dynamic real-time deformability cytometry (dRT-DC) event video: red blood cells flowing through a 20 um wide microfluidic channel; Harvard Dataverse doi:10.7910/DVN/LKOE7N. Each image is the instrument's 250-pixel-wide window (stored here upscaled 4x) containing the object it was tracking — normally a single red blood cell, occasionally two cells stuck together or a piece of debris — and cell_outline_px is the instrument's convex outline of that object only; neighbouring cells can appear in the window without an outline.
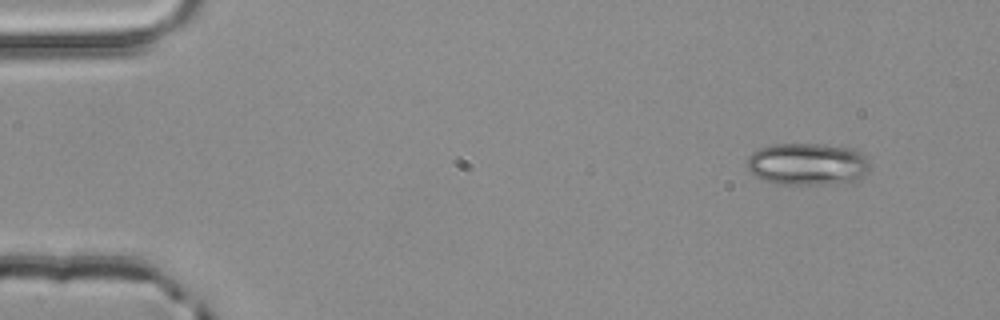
{"species": "common noctule bat (a hibernating species)", "species_latin": "Nyctalus noctula", "temperature_condition": "room temperature", "stored_images_in_passage": 3, "camera_frame_rate_fps": 3000, "um_per_image_px": 0.085, "animal": {"sex": "male", "body_mass_g": 20.4}, "frame": {"image": 1, "passage_image": 1, "time_ms": 0.0, "image_size_px": [1000, 320], "cell_outline_px": [[868, 172], [856, 180], [828, 184], [776, 184], [764, 180], [756, 176], [748, 168], [748, 156], [752, 152], [760, 148], [772, 144], [824, 144], [856, 148], [864, 156], [868, 164]], "centroid_in_image_um": [68.63, 13.93], "position_along_channel_um": 16.4, "area_um2": 30.17}}